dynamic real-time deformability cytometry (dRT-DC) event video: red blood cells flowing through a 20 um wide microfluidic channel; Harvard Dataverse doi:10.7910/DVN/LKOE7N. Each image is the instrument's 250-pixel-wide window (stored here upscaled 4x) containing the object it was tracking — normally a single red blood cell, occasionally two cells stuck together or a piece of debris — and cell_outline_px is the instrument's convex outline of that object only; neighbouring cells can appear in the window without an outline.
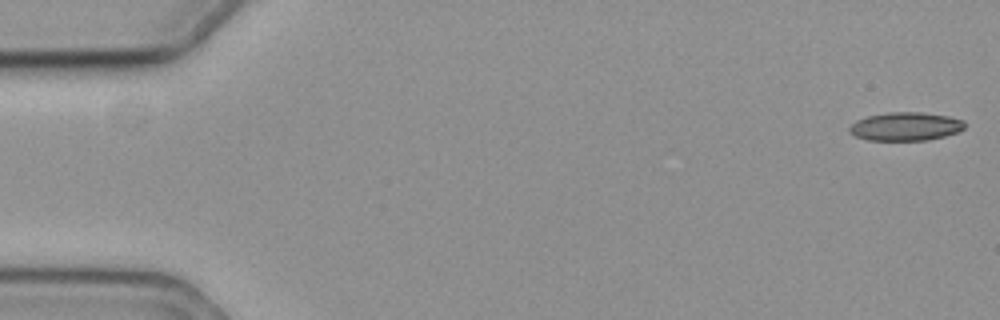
{"species": "common noctule bat (a hibernating species)", "species_latin": "Nyctalus noctula", "temperature_condition": "cold", "stored_images_in_passage": 54, "camera_frame_rate_fps": 3000, "um_per_image_px": 0.085, "animal": {"sex": "female", "body_mass_g": 19.3, "forearm_length_mm": 54.1}, "frame": {"image": 1, "passage_image": 1, "time_ms": 0.0, "image_size_px": [1000, 320], "cell_outline_px": [[964, 128], [960, 132], [928, 140], [868, 140], [856, 136], [848, 132], [848, 128], [856, 120], [868, 116], [888, 112], [924, 112], [948, 116], [964, 120]], "centroid_in_image_um": [76.98, 10.74], "position_along_channel_um": 8.0, "area_um2": 19.19}}
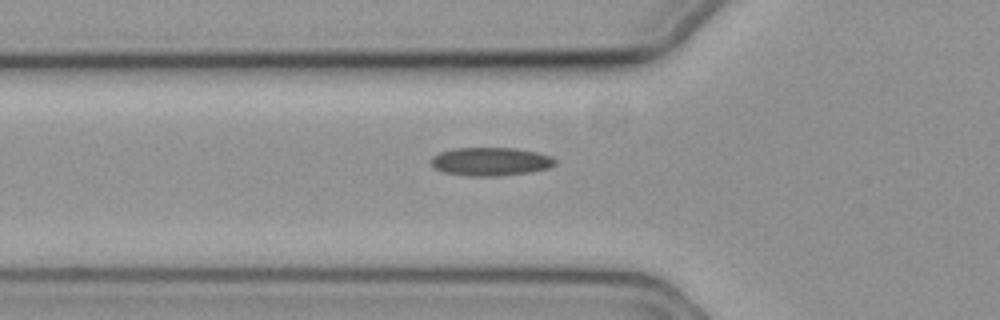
{"frame": {"image": 2, "passage_image": 20, "time_ms": 6.333, "image_size_px": [1000, 320], "cell_outline_px": [[556, 164], [548, 168], [532, 172], [496, 176], [468, 176], [444, 172], [436, 168], [432, 164], [432, 156], [440, 152], [452, 148], [516, 148], [536, 152], [552, 156], [556, 160]], "centroid_in_image_um": [41.73, 13.73], "position_along_channel_um": 84.1, "area_um2": 20.52}}
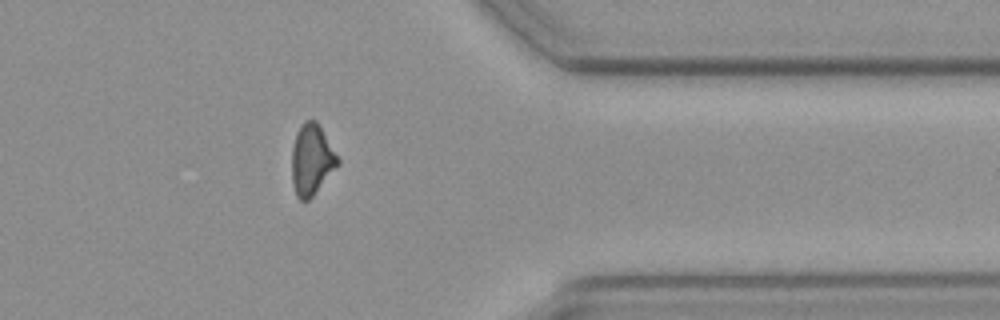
{"frame": {"image": 3, "passage_image": 47, "time_ms": 15.333, "image_size_px": [1000, 320], "cell_outline_px": [[340, 164], [312, 196], [308, 200], [300, 200], [296, 196], [292, 184], [292, 148], [296, 132], [304, 120], [316, 120], [320, 124], [340, 160]], "centroid_in_image_um": [26.5, 13.55], "position_along_channel_um": 384.9, "area_um2": 19.13}}